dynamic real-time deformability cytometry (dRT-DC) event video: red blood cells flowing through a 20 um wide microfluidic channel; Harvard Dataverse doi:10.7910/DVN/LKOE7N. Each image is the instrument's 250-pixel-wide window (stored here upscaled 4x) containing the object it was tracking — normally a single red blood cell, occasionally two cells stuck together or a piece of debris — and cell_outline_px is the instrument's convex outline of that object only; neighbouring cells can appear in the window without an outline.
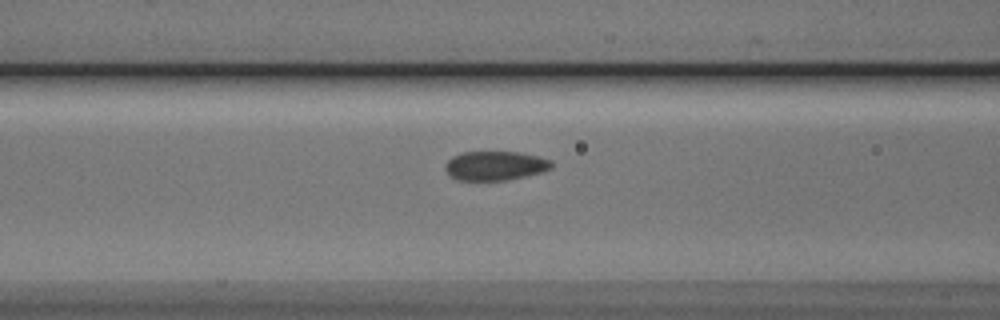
{"species": "Egyptian fruit bat (a non-hibernating species)", "species_latin": "Rousettus aegyptiacus", "temperature_condition": "cold", "stored_images_in_passage": 8, "camera_frame_rate_fps": 3000, "um_per_image_px": 0.085, "animal": {"sex": "male"}, "frame": {"image": 1, "passage_image": 6, "time_ms": 1.667, "image_size_px": [1000, 320], "cell_outline_px": [[552, 168], [540, 172], [524, 176], [504, 180], [456, 180], [444, 168], [444, 164], [452, 156], [464, 152], [520, 152], [552, 160]], "centroid_in_image_um": [42.07, 14.08], "position_along_channel_um": 124.5, "area_um2": 17.92}}